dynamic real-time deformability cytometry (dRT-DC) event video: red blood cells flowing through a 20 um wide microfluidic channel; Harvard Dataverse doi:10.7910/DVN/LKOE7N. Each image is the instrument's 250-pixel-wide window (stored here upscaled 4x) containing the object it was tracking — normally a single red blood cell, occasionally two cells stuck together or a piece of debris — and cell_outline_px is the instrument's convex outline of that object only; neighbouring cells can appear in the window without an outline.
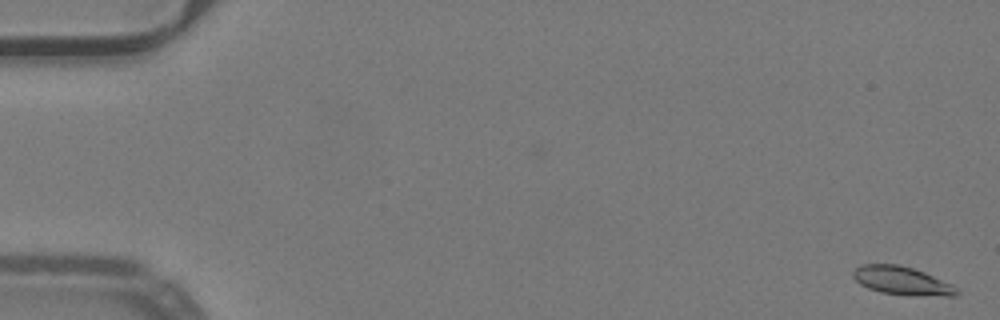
{"species": "common noctule bat (a hibernating species)", "species_latin": "Nyctalus noctula", "temperature_condition": "warm", "stored_images_in_passage": 52, "camera_frame_rate_fps": 3000, "um_per_image_px": 0.085, "animal": {"sex": "male", "body_mass_g": 19.2, "forearm_length_mm": 51.8}, "frame": {"image": 1, "passage_image": 1, "time_ms": 0.0, "image_size_px": [1000, 320], "cell_outline_px": [[960, 292], [956, 296], [908, 296], [880, 292], [868, 288], [860, 284], [852, 276], [852, 272], [860, 264], [900, 264], [924, 272], [952, 284]], "centroid_in_image_um": [76.67, 23.87], "position_along_channel_um": 8.3, "area_um2": 17.34}}
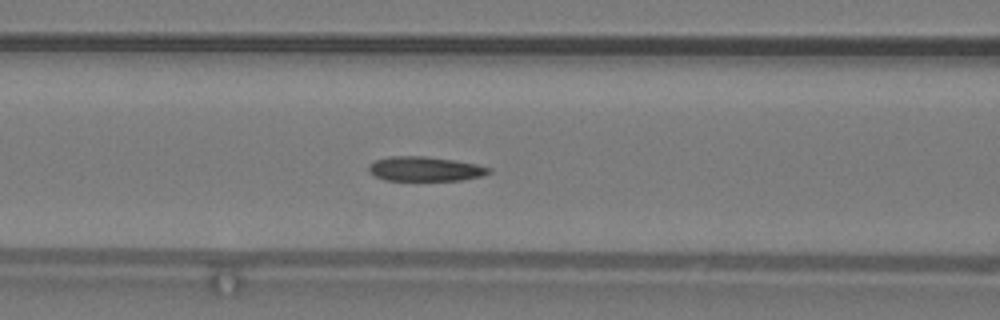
{"frame": {"image": 2, "passage_image": 22, "time_ms": 7.0, "image_size_px": [1000, 320], "cell_outline_px": [[492, 172], [484, 176], [464, 180], [384, 180], [368, 172], [368, 164], [376, 160], [392, 156], [424, 156], [456, 160], [476, 164], [492, 168]], "centroid_in_image_um": [36.17, 14.36], "position_along_channel_um": 130.4, "area_um2": 17.34}}
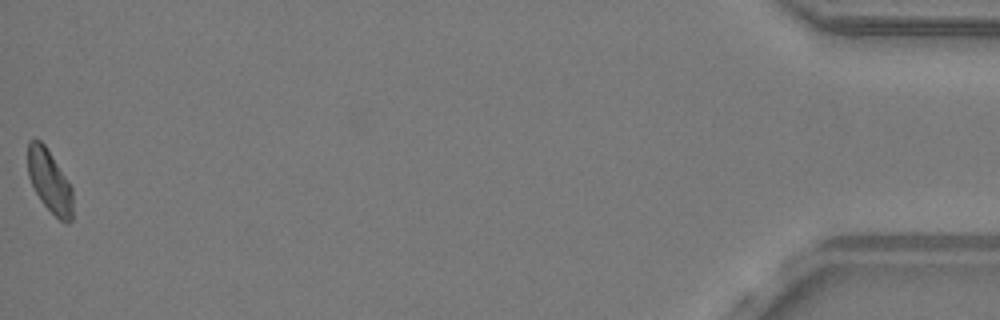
{"frame": {"image": 3, "passage_image": 52, "time_ms": 17.0, "image_size_px": [1000, 320], "cell_outline_px": [[72, 220], [68, 224], [64, 224], [40, 200], [28, 176], [28, 140], [40, 140], [44, 144], [72, 188]], "centroid_in_image_um": [4.21, 15.43], "position_along_channel_um": 431.0, "area_um2": 16.13}, "authors_computed_cell_mechanics": {"area_um2": 17.4556, "velocity_mm_per_s": 3.9944, "shape_relaxation_time_tau1_ms": 9.7799, "shape_relaxation_time_tau2_ms": 2.9409, "deformation_change_tau1": 0.1706, "deformation_change_tau2": 0.0796}}